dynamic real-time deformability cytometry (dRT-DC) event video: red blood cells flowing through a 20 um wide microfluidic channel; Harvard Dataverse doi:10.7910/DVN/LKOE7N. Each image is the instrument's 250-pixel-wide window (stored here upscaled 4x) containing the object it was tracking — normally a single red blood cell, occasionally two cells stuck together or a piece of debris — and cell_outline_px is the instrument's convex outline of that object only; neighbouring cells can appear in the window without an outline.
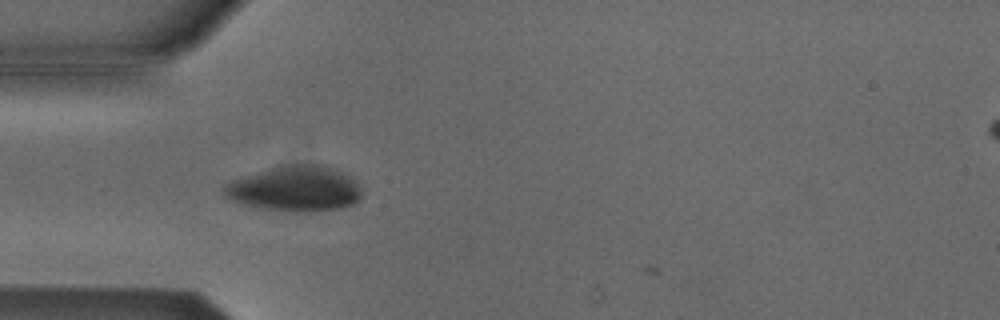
{"species": "Egyptian fruit bat (a non-hibernating species)", "species_latin": "Rousettus aegyptiacus", "temperature_condition": "cold", "stored_images_in_passage": 6, "camera_frame_rate_fps": 3000, "um_per_image_px": 0.085, "animal": {"sex": "male"}, "frame": {"image": 1, "passage_image": 2, "time_ms": 0.333, "image_size_px": [1000, 320], "cell_outline_px": [[360, 200], [356, 204], [344, 208], [308, 212], [288, 212], [264, 208], [244, 204], [232, 200], [224, 196], [224, 188], [228, 184], [236, 180], [276, 164], [328, 164], [352, 176], [360, 188]], "centroid_in_image_um": [25.17, 16.02], "position_along_channel_um": 59.8, "area_um2": 36.88}}
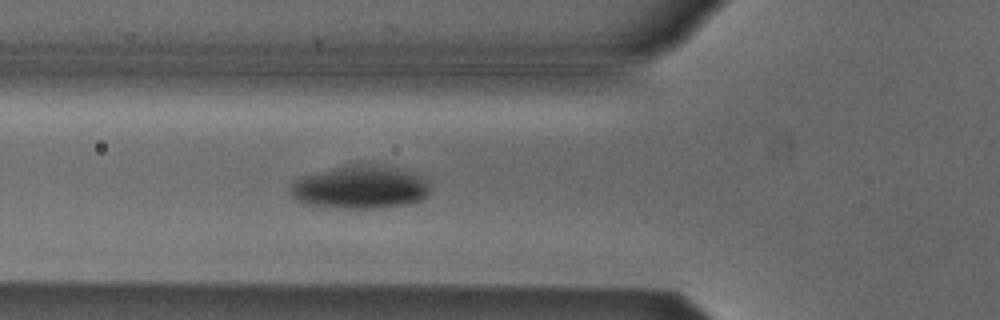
{"frame": {"image": 2, "passage_image": 5, "time_ms": 1.333, "image_size_px": [1000, 320], "cell_outline_px": [[432, 192], [424, 200], [408, 204], [384, 208], [324, 208], [304, 204], [296, 200], [292, 196], [288, 188], [296, 180], [304, 176], [352, 164], [380, 164], [400, 168], [412, 172], [428, 180]], "centroid_in_image_um": [30.68, 15.94], "position_along_channel_um": 95.1, "area_um2": 35.78}}